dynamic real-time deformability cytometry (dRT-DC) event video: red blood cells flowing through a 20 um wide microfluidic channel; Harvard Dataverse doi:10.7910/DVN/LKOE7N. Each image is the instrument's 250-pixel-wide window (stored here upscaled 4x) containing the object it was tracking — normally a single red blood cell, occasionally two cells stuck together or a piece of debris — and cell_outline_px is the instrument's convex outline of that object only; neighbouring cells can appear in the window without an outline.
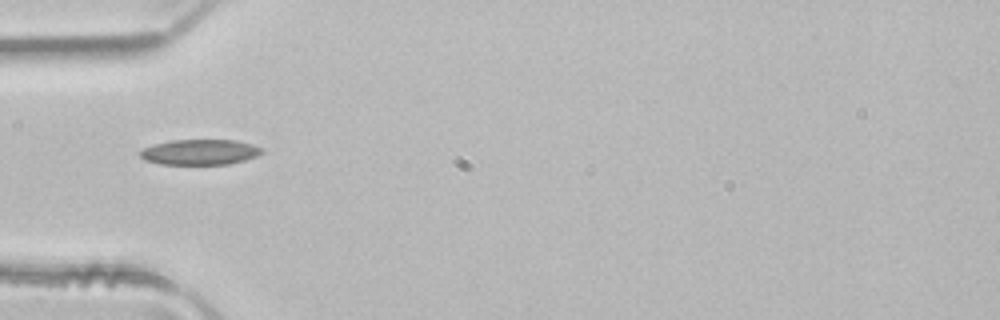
{"species": "common noctule bat (a hibernating species)", "species_latin": "Nyctalus noctula", "temperature_condition": "room temperature", "stored_images_in_passage": 3, "camera_frame_rate_fps": 3000, "um_per_image_px": 0.085, "animal": {"sex": "male", "body_mass_g": 21.5, "forearm_length_mm": 52.0}, "frame": {"image": 1, "passage_image": 3, "time_ms": 0.667, "image_size_px": [1000, 320], "cell_outline_px": [[264, 152], [256, 156], [244, 160], [228, 164], [160, 164], [144, 160], [140, 156], [140, 152], [144, 148], [156, 144], [172, 140], [236, 140], [252, 144], [264, 148]], "centroid_in_image_um": [17.03, 12.93], "position_along_channel_um": 68.0, "area_um2": 17.98}}